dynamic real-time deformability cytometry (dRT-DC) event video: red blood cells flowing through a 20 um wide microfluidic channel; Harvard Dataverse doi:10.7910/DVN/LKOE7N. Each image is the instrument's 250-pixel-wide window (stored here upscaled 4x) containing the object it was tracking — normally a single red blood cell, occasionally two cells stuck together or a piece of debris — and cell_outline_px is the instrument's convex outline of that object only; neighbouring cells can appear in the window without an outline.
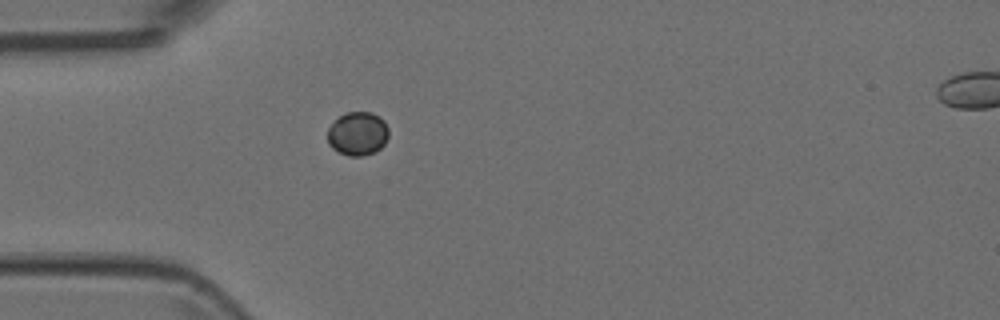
{"species": "Egyptian fruit bat (a non-hibernating species)", "species_latin": "Rousettus aegyptiacus", "temperature_condition": "room temperature", "stored_images_in_passage": 2, "camera_frame_rate_fps": 3000, "um_per_image_px": 0.085, "animal": {"sex": "female"}, "frame": {"image": 1, "passage_image": 1, "time_ms": 0.0, "image_size_px": [1000, 320], "cell_outline_px": [[388, 136], [384, 144], [376, 152], [360, 156], [348, 156], [332, 148], [328, 144], [328, 128], [340, 116], [348, 112], [372, 112], [380, 116], [384, 120], [388, 128]], "centroid_in_image_um": [30.42, 11.36], "position_along_channel_um": 54.6, "area_um2": 15.55}}